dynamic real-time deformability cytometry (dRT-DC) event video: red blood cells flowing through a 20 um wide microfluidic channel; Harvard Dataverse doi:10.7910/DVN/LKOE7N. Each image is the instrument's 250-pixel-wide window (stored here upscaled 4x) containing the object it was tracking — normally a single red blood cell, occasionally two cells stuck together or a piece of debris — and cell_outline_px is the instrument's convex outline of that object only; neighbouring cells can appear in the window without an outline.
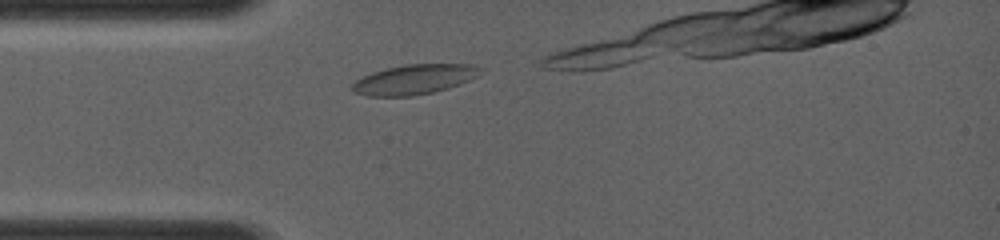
{"species": "common noctule bat (a hibernating species)", "species_latin": "Nyctalus noctula", "temperature_condition": "room temperature", "stored_images_in_passage": 8, "camera_frame_rate_fps": 4000, "um_per_image_px": 0.085, "animal": {"sex": "female", "body_mass_g": 19.0, "forearm_length_mm": 56.7}, "frame": {"image": 1, "passage_image": 3, "time_ms": 0.5, "image_size_px": [1000, 240], "cell_outline_px": [[484, 68], [476, 76], [468, 80], [448, 88], [432, 92], [412, 96], [368, 96], [352, 92], [352, 84], [356, 80], [372, 72], [404, 64], [468, 64]], "centroid_in_image_um": [35.18, 6.75], "position_along_channel_um": 49.8, "area_um2": 22.08}}